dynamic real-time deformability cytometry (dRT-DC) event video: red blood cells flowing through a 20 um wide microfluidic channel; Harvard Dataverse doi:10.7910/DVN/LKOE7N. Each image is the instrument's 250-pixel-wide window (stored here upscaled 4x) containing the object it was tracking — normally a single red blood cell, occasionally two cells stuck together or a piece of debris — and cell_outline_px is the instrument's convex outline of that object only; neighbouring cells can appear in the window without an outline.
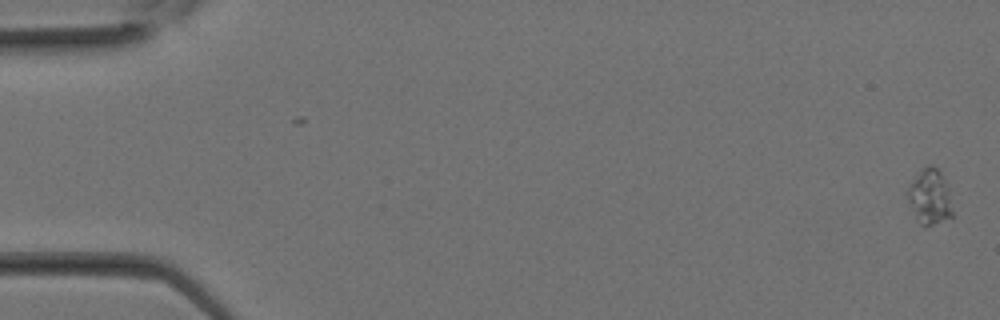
{"species": "Egyptian fruit bat (a non-hibernating species)", "species_latin": "Rousettus aegyptiacus", "temperature_condition": "room temperature", "stored_images_in_passage": 31, "camera_frame_rate_fps": 3000, "um_per_image_px": 0.085, "animal": {"sex": "female"}, "frame": {"image": 1, "passage_image": 1, "time_ms": 0.0, "image_size_px": [1000, 320], "cell_outline_px": [[956, 216], [932, 224], [920, 224], [908, 200], [908, 188], [920, 172], [928, 164], [932, 164], [940, 172], [948, 188]], "centroid_in_image_um": [79.1, 16.75], "position_along_channel_um": 5.9, "area_um2": 14.1}}
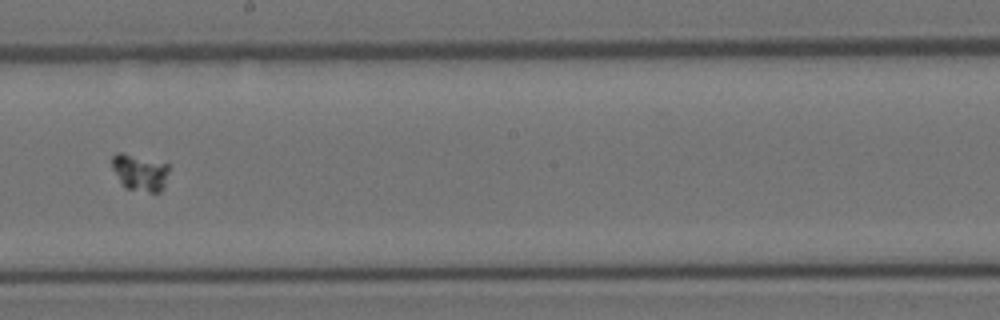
{"frame": {"image": 2, "passage_image": 18, "time_ms": 5.667, "image_size_px": [1000, 320], "cell_outline_px": [[168, 172], [164, 188], [160, 192], [148, 192], [124, 188], [120, 184], [112, 168], [112, 156], [116, 152], [124, 152], [168, 164]], "centroid_in_image_um": [11.86, 14.66], "position_along_channel_um": 236.3, "area_um2": 12.37}}
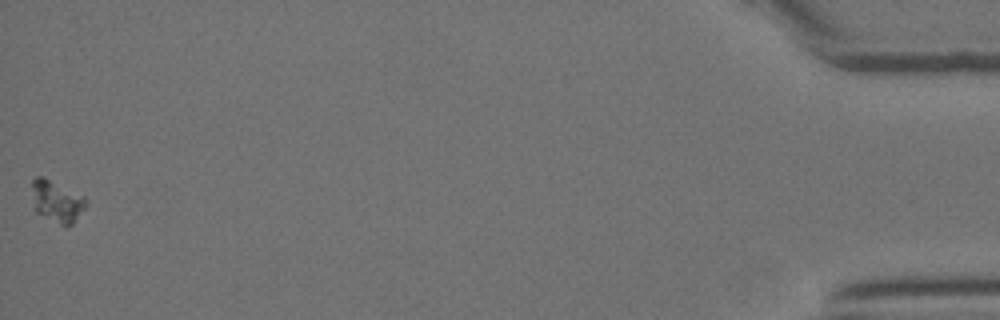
{"frame": {"image": 3, "passage_image": 31, "time_ms": 10.0, "image_size_px": [1000, 320], "cell_outline_px": [[88, 204], [72, 224], [60, 224], [36, 212], [32, 188], [32, 180], [36, 176], [44, 176], [84, 196]], "centroid_in_image_um": [4.84, 17.07], "position_along_channel_um": 430.4, "area_um2": 12.89}}